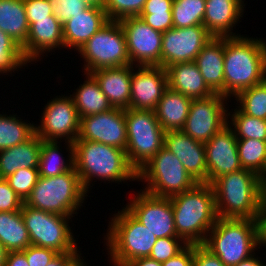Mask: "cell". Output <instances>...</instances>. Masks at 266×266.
Returning a JSON list of instances; mask_svg holds the SVG:
<instances>
[{
  "mask_svg": "<svg viewBox=\"0 0 266 266\" xmlns=\"http://www.w3.org/2000/svg\"><path fill=\"white\" fill-rule=\"evenodd\" d=\"M259 39V40H258ZM266 79V42L263 38L225 37L224 96L235 97Z\"/></svg>",
  "mask_w": 266,
  "mask_h": 266,
  "instance_id": "1",
  "label": "cell"
},
{
  "mask_svg": "<svg viewBox=\"0 0 266 266\" xmlns=\"http://www.w3.org/2000/svg\"><path fill=\"white\" fill-rule=\"evenodd\" d=\"M211 186L218 218L258 220L266 195V189L258 174L242 168L221 175Z\"/></svg>",
  "mask_w": 266,
  "mask_h": 266,
  "instance_id": "2",
  "label": "cell"
},
{
  "mask_svg": "<svg viewBox=\"0 0 266 266\" xmlns=\"http://www.w3.org/2000/svg\"><path fill=\"white\" fill-rule=\"evenodd\" d=\"M74 168L84 190L97 180L127 182L137 180V171L129 164L126 151L100 142L76 140L73 143Z\"/></svg>",
  "mask_w": 266,
  "mask_h": 266,
  "instance_id": "3",
  "label": "cell"
},
{
  "mask_svg": "<svg viewBox=\"0 0 266 266\" xmlns=\"http://www.w3.org/2000/svg\"><path fill=\"white\" fill-rule=\"evenodd\" d=\"M170 200L178 237L186 244H203L218 219L211 184L197 182Z\"/></svg>",
  "mask_w": 266,
  "mask_h": 266,
  "instance_id": "4",
  "label": "cell"
},
{
  "mask_svg": "<svg viewBox=\"0 0 266 266\" xmlns=\"http://www.w3.org/2000/svg\"><path fill=\"white\" fill-rule=\"evenodd\" d=\"M202 245L224 265L235 266L260 249L258 220L218 218Z\"/></svg>",
  "mask_w": 266,
  "mask_h": 266,
  "instance_id": "5",
  "label": "cell"
},
{
  "mask_svg": "<svg viewBox=\"0 0 266 266\" xmlns=\"http://www.w3.org/2000/svg\"><path fill=\"white\" fill-rule=\"evenodd\" d=\"M113 216L104 235L110 263L127 266L137 258L149 257L158 238L125 207Z\"/></svg>",
  "mask_w": 266,
  "mask_h": 266,
  "instance_id": "6",
  "label": "cell"
},
{
  "mask_svg": "<svg viewBox=\"0 0 266 266\" xmlns=\"http://www.w3.org/2000/svg\"><path fill=\"white\" fill-rule=\"evenodd\" d=\"M87 196L73 167L59 176H40L24 203L45 212L73 217L74 214L77 215V210L79 211Z\"/></svg>",
  "mask_w": 266,
  "mask_h": 266,
  "instance_id": "7",
  "label": "cell"
},
{
  "mask_svg": "<svg viewBox=\"0 0 266 266\" xmlns=\"http://www.w3.org/2000/svg\"><path fill=\"white\" fill-rule=\"evenodd\" d=\"M146 185L143 191L170 198L192 188L197 182L180 160L164 147L137 171V180Z\"/></svg>",
  "mask_w": 266,
  "mask_h": 266,
  "instance_id": "8",
  "label": "cell"
},
{
  "mask_svg": "<svg viewBox=\"0 0 266 266\" xmlns=\"http://www.w3.org/2000/svg\"><path fill=\"white\" fill-rule=\"evenodd\" d=\"M125 121L126 156L129 164L138 171L163 148L165 131L151 110L125 109Z\"/></svg>",
  "mask_w": 266,
  "mask_h": 266,
  "instance_id": "9",
  "label": "cell"
},
{
  "mask_svg": "<svg viewBox=\"0 0 266 266\" xmlns=\"http://www.w3.org/2000/svg\"><path fill=\"white\" fill-rule=\"evenodd\" d=\"M78 52L84 59V73L132 65L122 26L115 20H109Z\"/></svg>",
  "mask_w": 266,
  "mask_h": 266,
  "instance_id": "10",
  "label": "cell"
},
{
  "mask_svg": "<svg viewBox=\"0 0 266 266\" xmlns=\"http://www.w3.org/2000/svg\"><path fill=\"white\" fill-rule=\"evenodd\" d=\"M21 214L31 245L55 250L58 253L80 252L68 224L72 217L42 211L25 203Z\"/></svg>",
  "mask_w": 266,
  "mask_h": 266,
  "instance_id": "11",
  "label": "cell"
},
{
  "mask_svg": "<svg viewBox=\"0 0 266 266\" xmlns=\"http://www.w3.org/2000/svg\"><path fill=\"white\" fill-rule=\"evenodd\" d=\"M41 114L40 125L35 124V134L45 141L62 138L74 143L79 136L81 118L71 96H56L47 101Z\"/></svg>",
  "mask_w": 266,
  "mask_h": 266,
  "instance_id": "12",
  "label": "cell"
},
{
  "mask_svg": "<svg viewBox=\"0 0 266 266\" xmlns=\"http://www.w3.org/2000/svg\"><path fill=\"white\" fill-rule=\"evenodd\" d=\"M228 100L219 93L207 98L192 99L182 131L205 144L228 124L229 108L226 107Z\"/></svg>",
  "mask_w": 266,
  "mask_h": 266,
  "instance_id": "13",
  "label": "cell"
},
{
  "mask_svg": "<svg viewBox=\"0 0 266 266\" xmlns=\"http://www.w3.org/2000/svg\"><path fill=\"white\" fill-rule=\"evenodd\" d=\"M133 66H161L162 32L154 30L141 18L119 20ZM137 63V64H136Z\"/></svg>",
  "mask_w": 266,
  "mask_h": 266,
  "instance_id": "14",
  "label": "cell"
},
{
  "mask_svg": "<svg viewBox=\"0 0 266 266\" xmlns=\"http://www.w3.org/2000/svg\"><path fill=\"white\" fill-rule=\"evenodd\" d=\"M137 192L125 208L158 239L178 237L170 198L157 197L141 189Z\"/></svg>",
  "mask_w": 266,
  "mask_h": 266,
  "instance_id": "15",
  "label": "cell"
},
{
  "mask_svg": "<svg viewBox=\"0 0 266 266\" xmlns=\"http://www.w3.org/2000/svg\"><path fill=\"white\" fill-rule=\"evenodd\" d=\"M204 25L171 28L162 33L161 66L195 61L203 47L212 39Z\"/></svg>",
  "mask_w": 266,
  "mask_h": 266,
  "instance_id": "16",
  "label": "cell"
},
{
  "mask_svg": "<svg viewBox=\"0 0 266 266\" xmlns=\"http://www.w3.org/2000/svg\"><path fill=\"white\" fill-rule=\"evenodd\" d=\"M76 140L100 142L126 150L125 109L112 108L103 113L82 117L79 136Z\"/></svg>",
  "mask_w": 266,
  "mask_h": 266,
  "instance_id": "17",
  "label": "cell"
},
{
  "mask_svg": "<svg viewBox=\"0 0 266 266\" xmlns=\"http://www.w3.org/2000/svg\"><path fill=\"white\" fill-rule=\"evenodd\" d=\"M167 88V71L162 66L132 65L129 108L154 111Z\"/></svg>",
  "mask_w": 266,
  "mask_h": 266,
  "instance_id": "18",
  "label": "cell"
},
{
  "mask_svg": "<svg viewBox=\"0 0 266 266\" xmlns=\"http://www.w3.org/2000/svg\"><path fill=\"white\" fill-rule=\"evenodd\" d=\"M207 183L226 173L242 169L237 151V138L230 125L224 126L205 143Z\"/></svg>",
  "mask_w": 266,
  "mask_h": 266,
  "instance_id": "19",
  "label": "cell"
},
{
  "mask_svg": "<svg viewBox=\"0 0 266 266\" xmlns=\"http://www.w3.org/2000/svg\"><path fill=\"white\" fill-rule=\"evenodd\" d=\"M163 147L172 152L196 182L207 183L205 144L189 137L182 130L167 131Z\"/></svg>",
  "mask_w": 266,
  "mask_h": 266,
  "instance_id": "20",
  "label": "cell"
},
{
  "mask_svg": "<svg viewBox=\"0 0 266 266\" xmlns=\"http://www.w3.org/2000/svg\"><path fill=\"white\" fill-rule=\"evenodd\" d=\"M60 47L64 48L63 25L51 15L50 19L37 20L29 27L26 44L21 49L25 60L32 64L42 59L45 52H55Z\"/></svg>",
  "mask_w": 266,
  "mask_h": 266,
  "instance_id": "21",
  "label": "cell"
},
{
  "mask_svg": "<svg viewBox=\"0 0 266 266\" xmlns=\"http://www.w3.org/2000/svg\"><path fill=\"white\" fill-rule=\"evenodd\" d=\"M244 5L240 0H206L203 25L213 37H236L233 27L243 17Z\"/></svg>",
  "mask_w": 266,
  "mask_h": 266,
  "instance_id": "22",
  "label": "cell"
},
{
  "mask_svg": "<svg viewBox=\"0 0 266 266\" xmlns=\"http://www.w3.org/2000/svg\"><path fill=\"white\" fill-rule=\"evenodd\" d=\"M109 19L104 8L89 6L63 24L64 49L78 51Z\"/></svg>",
  "mask_w": 266,
  "mask_h": 266,
  "instance_id": "23",
  "label": "cell"
},
{
  "mask_svg": "<svg viewBox=\"0 0 266 266\" xmlns=\"http://www.w3.org/2000/svg\"><path fill=\"white\" fill-rule=\"evenodd\" d=\"M113 108L128 109L131 97L132 65L103 68L90 73Z\"/></svg>",
  "mask_w": 266,
  "mask_h": 266,
  "instance_id": "24",
  "label": "cell"
},
{
  "mask_svg": "<svg viewBox=\"0 0 266 266\" xmlns=\"http://www.w3.org/2000/svg\"><path fill=\"white\" fill-rule=\"evenodd\" d=\"M224 49L225 37H212L195 58L207 86L224 96Z\"/></svg>",
  "mask_w": 266,
  "mask_h": 266,
  "instance_id": "25",
  "label": "cell"
},
{
  "mask_svg": "<svg viewBox=\"0 0 266 266\" xmlns=\"http://www.w3.org/2000/svg\"><path fill=\"white\" fill-rule=\"evenodd\" d=\"M166 71L171 90L191 99L207 98L215 94L205 83L194 61L170 65Z\"/></svg>",
  "mask_w": 266,
  "mask_h": 266,
  "instance_id": "26",
  "label": "cell"
},
{
  "mask_svg": "<svg viewBox=\"0 0 266 266\" xmlns=\"http://www.w3.org/2000/svg\"><path fill=\"white\" fill-rule=\"evenodd\" d=\"M42 139L34 134L29 140L0 151V178H7L20 168H38Z\"/></svg>",
  "mask_w": 266,
  "mask_h": 266,
  "instance_id": "27",
  "label": "cell"
},
{
  "mask_svg": "<svg viewBox=\"0 0 266 266\" xmlns=\"http://www.w3.org/2000/svg\"><path fill=\"white\" fill-rule=\"evenodd\" d=\"M191 101V98L171 90L169 87L165 90L154 110L156 118L165 132L182 130Z\"/></svg>",
  "mask_w": 266,
  "mask_h": 266,
  "instance_id": "28",
  "label": "cell"
},
{
  "mask_svg": "<svg viewBox=\"0 0 266 266\" xmlns=\"http://www.w3.org/2000/svg\"><path fill=\"white\" fill-rule=\"evenodd\" d=\"M83 74L86 75V80L73 92L74 94H70L80 118L111 110L113 107L96 79L89 73Z\"/></svg>",
  "mask_w": 266,
  "mask_h": 266,
  "instance_id": "29",
  "label": "cell"
},
{
  "mask_svg": "<svg viewBox=\"0 0 266 266\" xmlns=\"http://www.w3.org/2000/svg\"><path fill=\"white\" fill-rule=\"evenodd\" d=\"M0 29L21 48L26 44L29 24L23 0H0Z\"/></svg>",
  "mask_w": 266,
  "mask_h": 266,
  "instance_id": "30",
  "label": "cell"
},
{
  "mask_svg": "<svg viewBox=\"0 0 266 266\" xmlns=\"http://www.w3.org/2000/svg\"><path fill=\"white\" fill-rule=\"evenodd\" d=\"M58 141L42 140L40 157H39V176L55 177L70 171L74 167L73 160V143L65 141L68 153L67 160L61 154V145ZM61 154V155H60Z\"/></svg>",
  "mask_w": 266,
  "mask_h": 266,
  "instance_id": "31",
  "label": "cell"
},
{
  "mask_svg": "<svg viewBox=\"0 0 266 266\" xmlns=\"http://www.w3.org/2000/svg\"><path fill=\"white\" fill-rule=\"evenodd\" d=\"M0 242L10 251H23L31 245L21 210L0 212Z\"/></svg>",
  "mask_w": 266,
  "mask_h": 266,
  "instance_id": "32",
  "label": "cell"
},
{
  "mask_svg": "<svg viewBox=\"0 0 266 266\" xmlns=\"http://www.w3.org/2000/svg\"><path fill=\"white\" fill-rule=\"evenodd\" d=\"M28 122L18 115L0 114V151L22 144L35 134V124Z\"/></svg>",
  "mask_w": 266,
  "mask_h": 266,
  "instance_id": "33",
  "label": "cell"
},
{
  "mask_svg": "<svg viewBox=\"0 0 266 266\" xmlns=\"http://www.w3.org/2000/svg\"><path fill=\"white\" fill-rule=\"evenodd\" d=\"M237 151L243 169H248L260 177L266 170V141L257 139H237Z\"/></svg>",
  "mask_w": 266,
  "mask_h": 266,
  "instance_id": "34",
  "label": "cell"
},
{
  "mask_svg": "<svg viewBox=\"0 0 266 266\" xmlns=\"http://www.w3.org/2000/svg\"><path fill=\"white\" fill-rule=\"evenodd\" d=\"M173 0H146L139 18L154 30L166 32L173 28Z\"/></svg>",
  "mask_w": 266,
  "mask_h": 266,
  "instance_id": "35",
  "label": "cell"
},
{
  "mask_svg": "<svg viewBox=\"0 0 266 266\" xmlns=\"http://www.w3.org/2000/svg\"><path fill=\"white\" fill-rule=\"evenodd\" d=\"M231 113L228 111V125H232L231 128L237 139L266 141V120L246 115L238 108H235Z\"/></svg>",
  "mask_w": 266,
  "mask_h": 266,
  "instance_id": "36",
  "label": "cell"
},
{
  "mask_svg": "<svg viewBox=\"0 0 266 266\" xmlns=\"http://www.w3.org/2000/svg\"><path fill=\"white\" fill-rule=\"evenodd\" d=\"M206 0H173V27L186 28L203 25Z\"/></svg>",
  "mask_w": 266,
  "mask_h": 266,
  "instance_id": "37",
  "label": "cell"
},
{
  "mask_svg": "<svg viewBox=\"0 0 266 266\" xmlns=\"http://www.w3.org/2000/svg\"><path fill=\"white\" fill-rule=\"evenodd\" d=\"M237 108L255 118L266 120V79L238 93L235 97Z\"/></svg>",
  "mask_w": 266,
  "mask_h": 266,
  "instance_id": "38",
  "label": "cell"
},
{
  "mask_svg": "<svg viewBox=\"0 0 266 266\" xmlns=\"http://www.w3.org/2000/svg\"><path fill=\"white\" fill-rule=\"evenodd\" d=\"M27 63L21 47L0 29V75H10L19 68L28 66Z\"/></svg>",
  "mask_w": 266,
  "mask_h": 266,
  "instance_id": "39",
  "label": "cell"
},
{
  "mask_svg": "<svg viewBox=\"0 0 266 266\" xmlns=\"http://www.w3.org/2000/svg\"><path fill=\"white\" fill-rule=\"evenodd\" d=\"M39 177L38 168H20L5 179L21 200L25 202L38 182Z\"/></svg>",
  "mask_w": 266,
  "mask_h": 266,
  "instance_id": "40",
  "label": "cell"
},
{
  "mask_svg": "<svg viewBox=\"0 0 266 266\" xmlns=\"http://www.w3.org/2000/svg\"><path fill=\"white\" fill-rule=\"evenodd\" d=\"M146 0H107L104 6L109 20L119 21L125 17L139 16Z\"/></svg>",
  "mask_w": 266,
  "mask_h": 266,
  "instance_id": "41",
  "label": "cell"
},
{
  "mask_svg": "<svg viewBox=\"0 0 266 266\" xmlns=\"http://www.w3.org/2000/svg\"><path fill=\"white\" fill-rule=\"evenodd\" d=\"M187 244L180 237H162L156 240L149 258L166 262L179 253Z\"/></svg>",
  "mask_w": 266,
  "mask_h": 266,
  "instance_id": "42",
  "label": "cell"
},
{
  "mask_svg": "<svg viewBox=\"0 0 266 266\" xmlns=\"http://www.w3.org/2000/svg\"><path fill=\"white\" fill-rule=\"evenodd\" d=\"M53 8V15L62 23L69 21L78 13H83L89 5L84 0H48Z\"/></svg>",
  "mask_w": 266,
  "mask_h": 266,
  "instance_id": "43",
  "label": "cell"
},
{
  "mask_svg": "<svg viewBox=\"0 0 266 266\" xmlns=\"http://www.w3.org/2000/svg\"><path fill=\"white\" fill-rule=\"evenodd\" d=\"M29 27L37 20L50 19L53 8L48 0H23Z\"/></svg>",
  "mask_w": 266,
  "mask_h": 266,
  "instance_id": "44",
  "label": "cell"
},
{
  "mask_svg": "<svg viewBox=\"0 0 266 266\" xmlns=\"http://www.w3.org/2000/svg\"><path fill=\"white\" fill-rule=\"evenodd\" d=\"M24 202L9 186L5 178H0V212L20 211Z\"/></svg>",
  "mask_w": 266,
  "mask_h": 266,
  "instance_id": "45",
  "label": "cell"
},
{
  "mask_svg": "<svg viewBox=\"0 0 266 266\" xmlns=\"http://www.w3.org/2000/svg\"><path fill=\"white\" fill-rule=\"evenodd\" d=\"M27 258L29 266H46L58 252L49 248L30 245L22 251Z\"/></svg>",
  "mask_w": 266,
  "mask_h": 266,
  "instance_id": "46",
  "label": "cell"
},
{
  "mask_svg": "<svg viewBox=\"0 0 266 266\" xmlns=\"http://www.w3.org/2000/svg\"><path fill=\"white\" fill-rule=\"evenodd\" d=\"M193 266H226L202 244L194 245Z\"/></svg>",
  "mask_w": 266,
  "mask_h": 266,
  "instance_id": "47",
  "label": "cell"
},
{
  "mask_svg": "<svg viewBox=\"0 0 266 266\" xmlns=\"http://www.w3.org/2000/svg\"><path fill=\"white\" fill-rule=\"evenodd\" d=\"M194 244H187L179 253L162 263V266H193Z\"/></svg>",
  "mask_w": 266,
  "mask_h": 266,
  "instance_id": "48",
  "label": "cell"
},
{
  "mask_svg": "<svg viewBox=\"0 0 266 266\" xmlns=\"http://www.w3.org/2000/svg\"><path fill=\"white\" fill-rule=\"evenodd\" d=\"M80 257V252L58 253L46 266H72Z\"/></svg>",
  "mask_w": 266,
  "mask_h": 266,
  "instance_id": "49",
  "label": "cell"
},
{
  "mask_svg": "<svg viewBox=\"0 0 266 266\" xmlns=\"http://www.w3.org/2000/svg\"><path fill=\"white\" fill-rule=\"evenodd\" d=\"M259 246L266 248V195L263 199L260 214L258 217Z\"/></svg>",
  "mask_w": 266,
  "mask_h": 266,
  "instance_id": "50",
  "label": "cell"
},
{
  "mask_svg": "<svg viewBox=\"0 0 266 266\" xmlns=\"http://www.w3.org/2000/svg\"><path fill=\"white\" fill-rule=\"evenodd\" d=\"M5 266H29V263L22 251H10L7 254Z\"/></svg>",
  "mask_w": 266,
  "mask_h": 266,
  "instance_id": "51",
  "label": "cell"
},
{
  "mask_svg": "<svg viewBox=\"0 0 266 266\" xmlns=\"http://www.w3.org/2000/svg\"><path fill=\"white\" fill-rule=\"evenodd\" d=\"M127 266H162V263L149 257H141L133 260Z\"/></svg>",
  "mask_w": 266,
  "mask_h": 266,
  "instance_id": "52",
  "label": "cell"
},
{
  "mask_svg": "<svg viewBox=\"0 0 266 266\" xmlns=\"http://www.w3.org/2000/svg\"><path fill=\"white\" fill-rule=\"evenodd\" d=\"M235 266H266L263 261L260 260V257H255V254L249 258L239 262Z\"/></svg>",
  "mask_w": 266,
  "mask_h": 266,
  "instance_id": "53",
  "label": "cell"
},
{
  "mask_svg": "<svg viewBox=\"0 0 266 266\" xmlns=\"http://www.w3.org/2000/svg\"><path fill=\"white\" fill-rule=\"evenodd\" d=\"M8 250L4 247V245L0 242V266H5Z\"/></svg>",
  "mask_w": 266,
  "mask_h": 266,
  "instance_id": "54",
  "label": "cell"
},
{
  "mask_svg": "<svg viewBox=\"0 0 266 266\" xmlns=\"http://www.w3.org/2000/svg\"><path fill=\"white\" fill-rule=\"evenodd\" d=\"M89 6L104 8L107 0H84Z\"/></svg>",
  "mask_w": 266,
  "mask_h": 266,
  "instance_id": "55",
  "label": "cell"
},
{
  "mask_svg": "<svg viewBox=\"0 0 266 266\" xmlns=\"http://www.w3.org/2000/svg\"><path fill=\"white\" fill-rule=\"evenodd\" d=\"M72 266H87V263L84 261L83 257H80Z\"/></svg>",
  "mask_w": 266,
  "mask_h": 266,
  "instance_id": "56",
  "label": "cell"
},
{
  "mask_svg": "<svg viewBox=\"0 0 266 266\" xmlns=\"http://www.w3.org/2000/svg\"><path fill=\"white\" fill-rule=\"evenodd\" d=\"M261 181L266 189V170H265V173L261 176Z\"/></svg>",
  "mask_w": 266,
  "mask_h": 266,
  "instance_id": "57",
  "label": "cell"
}]
</instances>
